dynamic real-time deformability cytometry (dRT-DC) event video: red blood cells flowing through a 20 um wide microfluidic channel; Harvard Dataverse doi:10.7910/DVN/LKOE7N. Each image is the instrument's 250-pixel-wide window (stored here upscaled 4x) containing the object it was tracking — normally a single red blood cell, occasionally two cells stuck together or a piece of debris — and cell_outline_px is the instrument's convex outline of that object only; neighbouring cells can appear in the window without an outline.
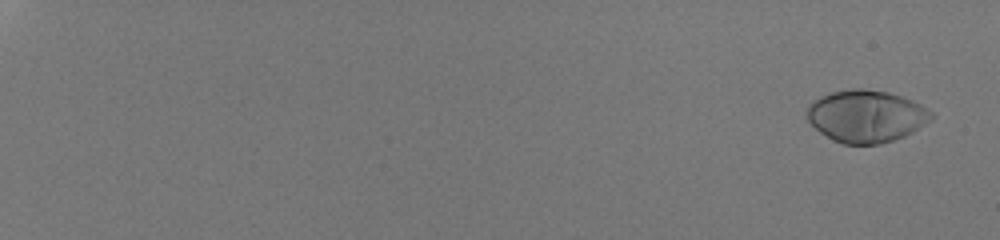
{"species": "human", "species_latin": "Homo sapiens", "temperature_condition": "room temperature", "stored_images_in_passage": 55, "camera_frame_rate_fps": 3000, "um_per_image_px": 0.085, "donor": {"sex": "male"}, "frame": {"image": 1, "passage_image": 3, "time_ms": 0.667, "image_size_px": [1000, 240], "cell_outline_px": [[932, 120], [912, 132], [904, 136], [880, 144], [844, 144], [832, 140], [820, 132], [808, 120], [804, 112], [808, 104], [820, 96], [832, 92], [852, 88], [864, 88], [888, 92], [912, 100], [920, 104], [932, 112]], "centroid_in_image_um": [73.59, 9.87], "position_along_channel_um": 11.4, "area_um2": 37.97}}
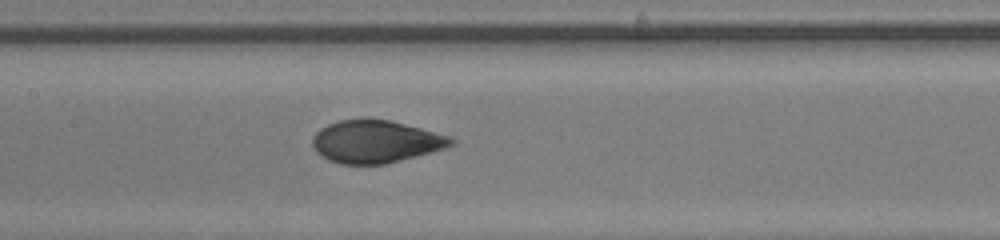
{"frame": {"image": 2, "passage_image": 33, "time_ms": 10.667, "image_size_px": [1000, 240], "cell_outline_px": [[456, 144], [448, 148], [384, 164], [340, 164], [328, 160], [320, 156], [316, 152], [312, 144], [312, 136], [320, 128], [328, 124], [340, 120], [364, 116], [368, 116], [388, 120], [452, 136], [456, 140]], "centroid_in_image_um": [31.93, 12.01], "position_along_channel_um": 175.5, "area_um2": 35.08}}
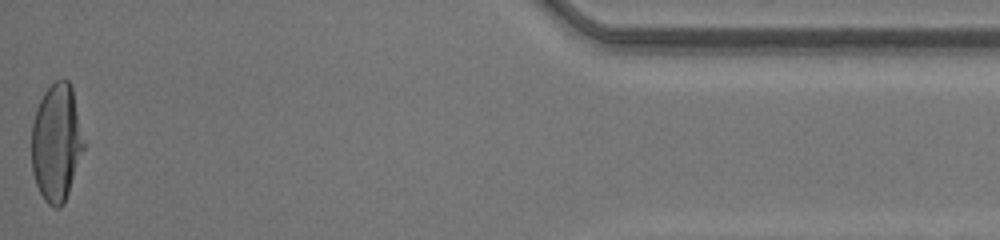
{"frame": {"image": 3, "passage_image": 55, "time_ms": 18.0, "image_size_px": [1000, 240], "cell_outline_px": [[84, 148], [64, 204], [60, 208], [52, 208], [44, 200], [36, 184], [32, 172], [32, 124], [36, 108], [44, 92], [56, 80], [68, 80], [72, 88], [84, 144]], "centroid_in_image_um": [4.78, 12.16], "position_along_channel_um": 430.4, "area_um2": 35.43}, "authors_computed_cell_mechanics": {"area_um2": 35.6626, "velocity_mm_per_s": 4.2719, "shape_relaxation_time_tau1_ms": 4.6217, "shape_relaxation_time_tau2_ms": null, "deformation_change_tau1": 0.2361, "deformation_change_tau2": null}}